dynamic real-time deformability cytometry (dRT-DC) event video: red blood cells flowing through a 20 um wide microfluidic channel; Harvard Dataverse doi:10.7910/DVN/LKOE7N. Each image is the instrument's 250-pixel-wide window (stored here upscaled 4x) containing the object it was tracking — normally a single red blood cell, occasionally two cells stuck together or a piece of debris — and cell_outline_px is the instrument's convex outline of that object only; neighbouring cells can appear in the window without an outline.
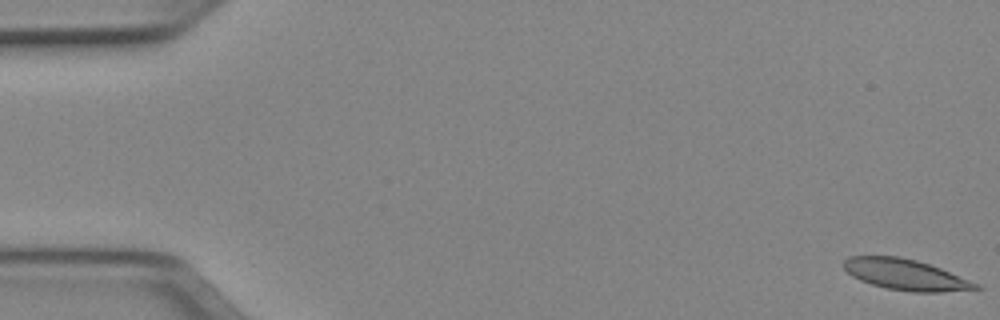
{"species": "Egyptian fruit bat (a non-hibernating species)", "species_latin": "Rousettus aegyptiacus", "temperature_condition": "cold", "stored_images_in_passage": 12, "camera_frame_rate_fps": 3000, "um_per_image_px": 0.085, "animal": {"sex": "female"}, "frame": {"image": 1, "passage_image": 1, "time_ms": 0.0, "image_size_px": [1000, 320], "cell_outline_px": [[984, 288], [940, 292], [912, 292], [888, 288], [872, 284], [860, 280], [852, 276], [844, 268], [844, 260], [848, 256], [900, 256], [916, 260], [940, 268], [980, 284]], "centroid_in_image_um": [76.98, 23.34], "position_along_channel_um": 8.0, "area_um2": 23.58}}